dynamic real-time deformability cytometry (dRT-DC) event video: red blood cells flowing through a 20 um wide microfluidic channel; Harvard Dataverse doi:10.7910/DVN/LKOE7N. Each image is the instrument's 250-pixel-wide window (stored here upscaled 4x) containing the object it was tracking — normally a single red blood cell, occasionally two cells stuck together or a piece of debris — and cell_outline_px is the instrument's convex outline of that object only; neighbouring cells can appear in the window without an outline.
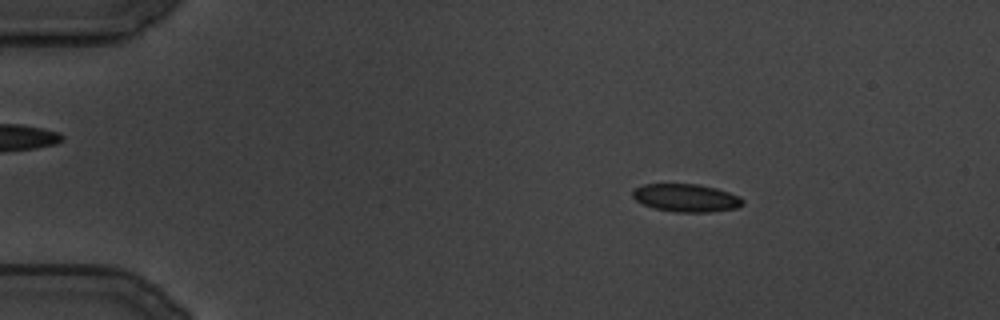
{"species": "common noctule bat (a hibernating species)", "species_latin": "Nyctalus noctula", "temperature_condition": "cold", "stored_images_in_passage": 125, "camera_frame_rate_fps": 3000, "um_per_image_px": 0.085, "animal": {"sex": "male", "body_mass_g": 19.5, "forearm_length_mm": 54.6}, "frame": {"image": 1, "passage_image": 21, "time_ms": 6.667, "image_size_px": [1000, 320], "cell_outline_px": [[744, 204], [740, 208], [708, 212], [676, 212], [652, 208], [636, 200], [632, 196], [632, 192], [636, 188], [644, 184], [696, 184], [716, 188], [740, 196], [744, 200]], "centroid_in_image_um": [58.36, 16.83], "position_along_channel_um": 26.6, "area_um2": 17.98}}
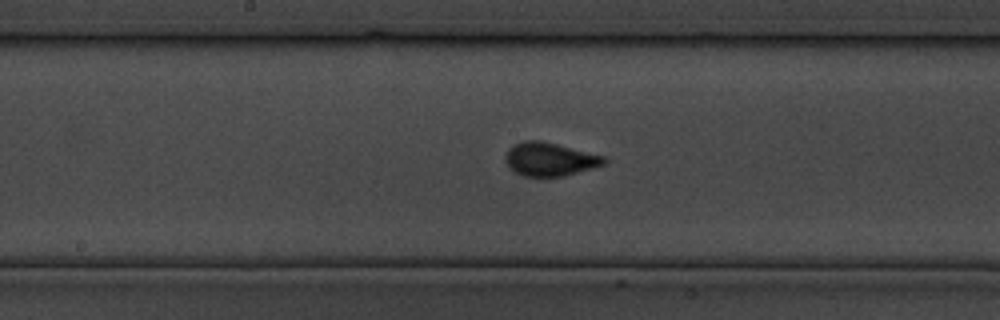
{"frame": {"image": 2, "passage_image": 66, "time_ms": 21.667, "image_size_px": [1000, 320], "cell_outline_px": [[608, 160], [604, 164], [592, 168], [564, 176], [524, 176], [512, 172], [504, 160], [504, 156], [508, 148], [524, 140], [540, 140], [604, 156]], "centroid_in_image_um": [46.68, 13.54], "position_along_channel_um": 201.5, "area_um2": 19.19}}
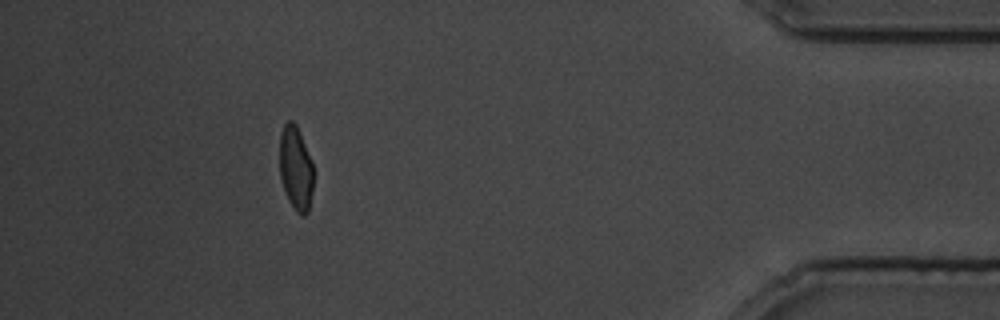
{"frame": {"image": 3, "passage_image": 113, "time_ms": 37.333, "image_size_px": [1000, 320], "cell_outline_px": [[316, 172], [308, 212], [304, 216], [300, 216], [296, 212], [288, 200], [280, 176], [280, 132], [284, 124], [288, 120], [292, 120], [296, 124], [300, 132], [312, 160]], "centroid_in_image_um": [25.18, 14.31], "position_along_channel_um": 410.0, "area_um2": 17.11}}